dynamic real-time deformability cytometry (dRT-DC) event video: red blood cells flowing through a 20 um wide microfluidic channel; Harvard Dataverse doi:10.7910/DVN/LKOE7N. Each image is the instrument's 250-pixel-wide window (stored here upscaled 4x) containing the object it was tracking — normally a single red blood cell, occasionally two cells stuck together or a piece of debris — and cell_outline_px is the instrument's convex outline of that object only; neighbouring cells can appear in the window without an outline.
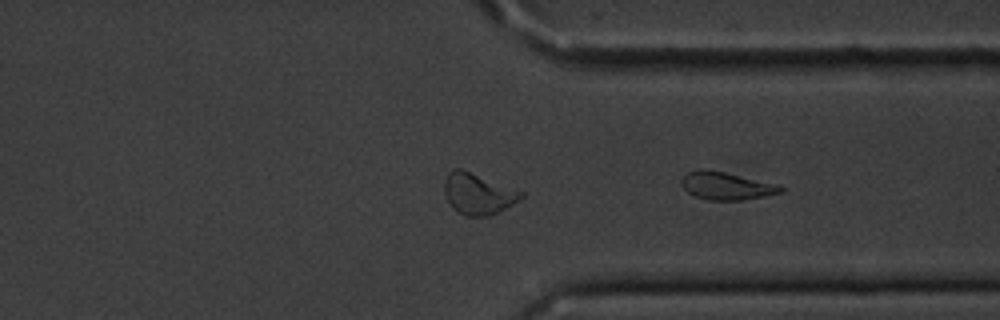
{"species": "common noctule bat (a hibernating species)", "species_latin": "Nyctalus noctula", "temperature_condition": "cold", "stored_images_in_passage": 26, "segment_of_instrument_passage": [2, 2], "camera_frame_rate_fps": 3000, "um_per_image_px": 0.085, "animal": {"sex": "male", "body_mass_g": 20.1, "forearm_length_mm": 53.5}, "frame": {"image": 1, "passage_image": 26, "time_ms": 8.333, "image_size_px": [1000, 320], "cell_outline_px": [[784, 192], [764, 196], [740, 200], [708, 200], [696, 196], [688, 192], [684, 188], [680, 180], [688, 172], [700, 168], [724, 172], [780, 184], [784, 188]], "centroid_in_image_um": [61.77, 15.79], "position_along_channel_um": 349.6, "area_um2": 16.01}}